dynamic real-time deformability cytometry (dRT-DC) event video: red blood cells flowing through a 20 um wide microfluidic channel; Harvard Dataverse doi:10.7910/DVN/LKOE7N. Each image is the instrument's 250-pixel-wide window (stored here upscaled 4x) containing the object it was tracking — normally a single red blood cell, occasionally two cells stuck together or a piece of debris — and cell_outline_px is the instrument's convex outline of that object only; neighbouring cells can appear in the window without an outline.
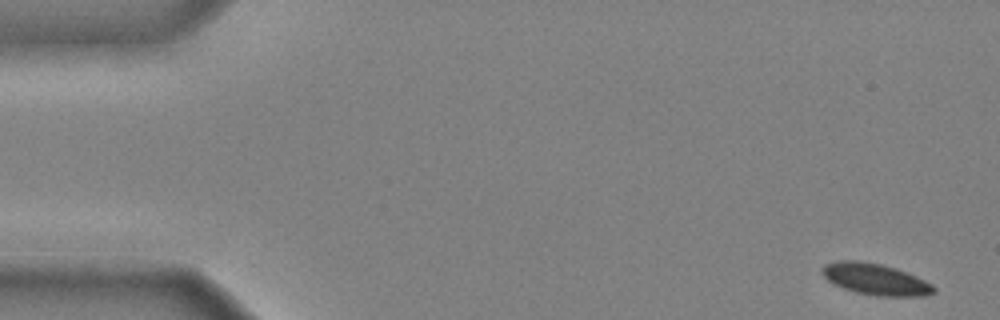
{"species": "common noctule bat (a hibernating species)", "species_latin": "Nyctalus noctula", "temperature_condition": "cold", "stored_images_in_passage": 47, "camera_frame_rate_fps": 3000, "um_per_image_px": 0.085, "animal": {"sex": "male", "body_mass_g": 20.4}, "frame": {"image": 1, "passage_image": 1, "time_ms": 0.0, "image_size_px": [1000, 320], "cell_outline_px": [[936, 292], [924, 296], [876, 296], [856, 292], [832, 284], [820, 272], [820, 268], [824, 264], [840, 260], [856, 260], [880, 264], [896, 268], [916, 276], [932, 284], [936, 288]], "centroid_in_image_um": [74.39, 23.73], "position_along_channel_um": 10.6, "area_um2": 20.52}}
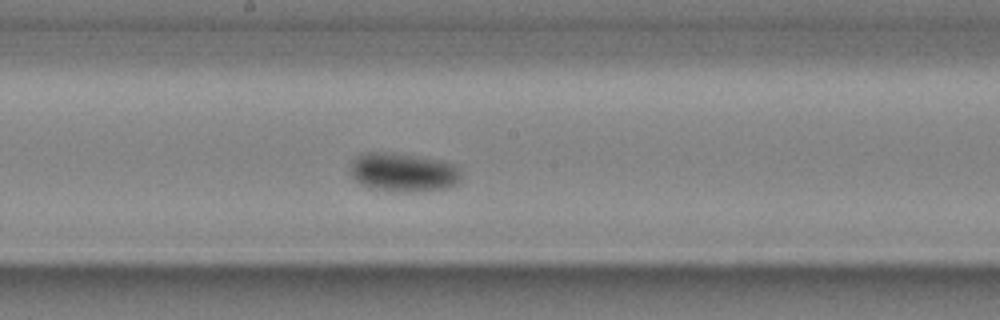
{"frame": {"image": 2, "passage_image": 26, "time_ms": 8.333, "image_size_px": [1000, 320], "cell_outline_px": [[460, 180], [456, 184], [448, 188], [416, 192], [396, 192], [368, 188], [360, 184], [348, 172], [352, 160], [356, 156], [364, 152], [384, 152], [444, 160], [456, 164], [460, 168]], "centroid_in_image_um": [34.27, 14.66], "position_along_channel_um": 213.9, "area_um2": 25.61}}
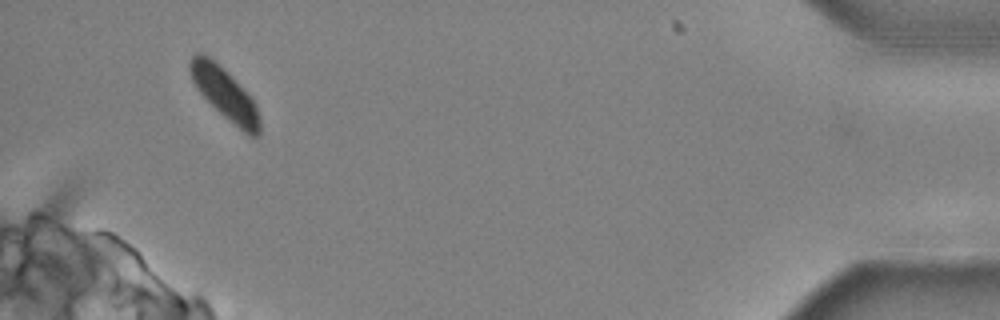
{"frame": {"image": 3, "passage_image": 46, "time_ms": 15.0, "image_size_px": [1000, 320], "cell_outline_px": [[260, 136], [248, 136], [224, 116], [196, 88], [192, 80], [188, 68], [188, 60], [196, 52], [200, 52], [208, 56], [224, 68], [228, 72], [256, 104], [260, 120]], "centroid_in_image_um": [19.09, 7.95], "position_along_channel_um": 416.1, "area_um2": 20.75}, "authors_computed_cell_mechanics": {"area_um2": 21.8484, "velocity_mm_per_s": 3.9106, "shape_relaxation_time_tau1_ms": 2.8932, "shape_relaxation_time_tau2_ms": null, "deformation_change_tau1": 0.1066, "deformation_change_tau2": null}}